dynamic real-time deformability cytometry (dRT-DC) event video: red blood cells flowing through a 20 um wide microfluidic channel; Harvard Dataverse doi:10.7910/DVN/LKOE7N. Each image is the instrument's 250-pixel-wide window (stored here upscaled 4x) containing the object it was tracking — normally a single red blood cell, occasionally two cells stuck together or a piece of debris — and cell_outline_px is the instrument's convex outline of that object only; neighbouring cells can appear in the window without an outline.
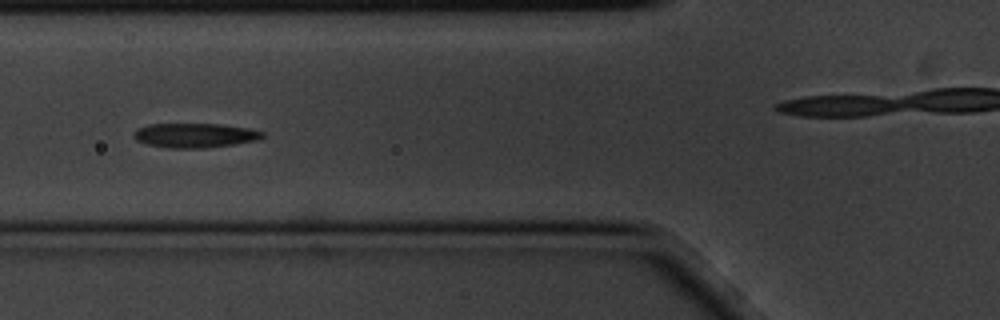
{"species": "common noctule bat (a hibernating species)", "species_latin": "Nyctalus noctula", "temperature_condition": "cold", "stored_images_in_passage": 8, "camera_frame_rate_fps": 3000, "um_per_image_px": 0.085, "animal": {"sex": "male", "body_mass_g": 20.1, "forearm_length_mm": 53.5}, "frame": {"image": 1, "passage_image": 5, "time_ms": 1.333, "image_size_px": [1000, 320], "cell_outline_px": [[264, 136], [256, 140], [236, 144], [204, 148], [168, 148], [148, 144], [136, 140], [132, 136], [132, 132], [136, 128], [148, 124], [220, 124], [248, 128], [264, 132]], "centroid_in_image_um": [16.52, 11.5], "position_along_channel_um": 109.3, "area_um2": 18.44}}
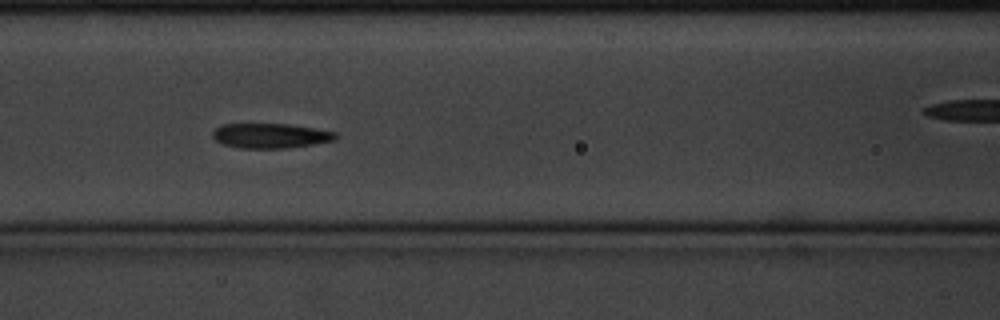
{"frame": {"image": 2, "passage_image": 6, "time_ms": 1.667, "image_size_px": [1000, 320], "cell_outline_px": [[336, 136], [332, 140], [312, 144], [288, 148], [240, 148], [224, 144], [216, 140], [212, 136], [212, 132], [216, 128], [224, 124], [288, 124], [336, 132]], "centroid_in_image_um": [22.95, 11.53], "position_along_channel_um": 143.7, "area_um2": 17.46}}
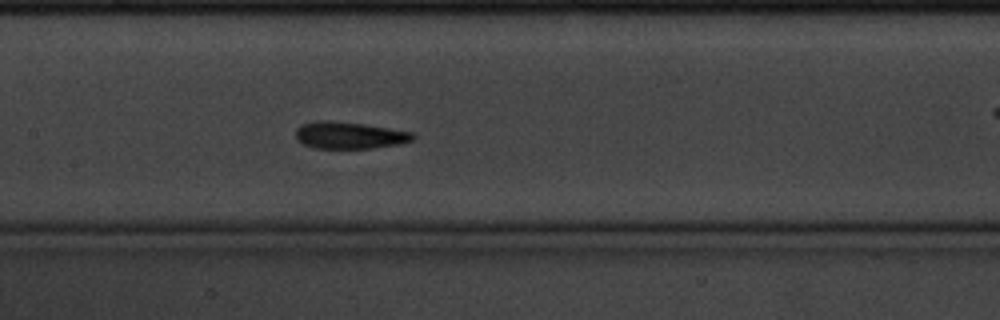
{"frame": {"image": 3, "passage_image": 7, "time_ms": 2.0, "image_size_px": [1000, 320], "cell_outline_px": [[416, 136], [412, 140], [400, 144], [372, 148], [312, 148], [296, 140], [296, 128], [300, 124], [316, 120], [328, 120], [364, 124], [412, 132]], "centroid_in_image_um": [29.66, 11.49], "position_along_channel_um": 177.7, "area_um2": 18.5}}